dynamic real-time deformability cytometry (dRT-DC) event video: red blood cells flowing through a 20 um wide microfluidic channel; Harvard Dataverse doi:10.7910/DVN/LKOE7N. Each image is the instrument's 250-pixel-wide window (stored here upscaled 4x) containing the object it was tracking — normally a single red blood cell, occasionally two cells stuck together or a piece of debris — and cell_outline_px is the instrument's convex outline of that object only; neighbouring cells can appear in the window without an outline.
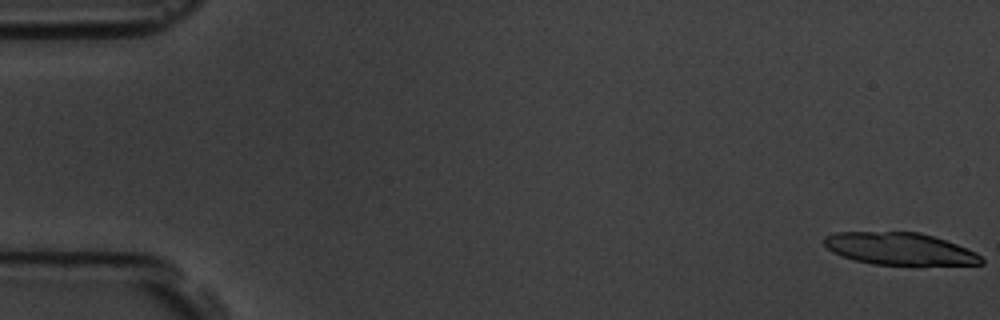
{"species": "common noctule bat (a hibernating species)", "species_latin": "Nyctalus noctula", "temperature_condition": "room temperature", "stored_images_in_passage": 16, "camera_frame_rate_fps": 3000, "um_per_image_px": 0.085, "animal": {"sex": "male", "body_mass_g": 19.5, "forearm_length_mm": 54.6}, "frame": {"image": 1, "passage_image": 1, "time_ms": 0.0, "image_size_px": [1000, 320], "cell_outline_px": [[984, 264], [920, 268], [872, 264], [856, 260], [832, 252], [824, 244], [824, 236], [836, 232], [920, 232], [956, 244], [976, 252], [984, 260]], "centroid_in_image_um": [76.56, 21.21], "position_along_channel_um": 8.4, "area_um2": 30.63}}